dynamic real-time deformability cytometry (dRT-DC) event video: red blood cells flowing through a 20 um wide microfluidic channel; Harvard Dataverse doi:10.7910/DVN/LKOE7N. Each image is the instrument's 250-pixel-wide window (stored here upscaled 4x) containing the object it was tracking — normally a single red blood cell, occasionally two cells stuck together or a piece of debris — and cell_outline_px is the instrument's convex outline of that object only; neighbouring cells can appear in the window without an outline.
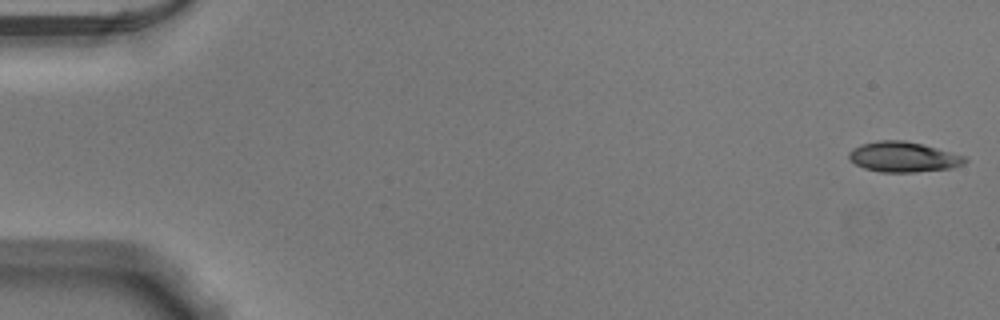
{"species": "Egyptian fruit bat (a non-hibernating species)", "species_latin": "Rousettus aegyptiacus", "temperature_condition": "warm", "stored_images_in_passage": 52, "camera_frame_rate_fps": 3000, "um_per_image_px": 0.085, "animal": {"sex": "male"}, "frame": {"image": 1, "passage_image": 1, "time_ms": 0.0, "image_size_px": [1000, 320], "cell_outline_px": [[968, 160], [964, 164], [952, 168], [916, 172], [880, 172], [864, 168], [856, 164], [848, 156], [848, 152], [852, 148], [860, 144], [880, 140], [904, 140], [936, 148], [964, 156]], "centroid_in_image_um": [76.76, 13.34], "position_along_channel_um": 8.2, "area_um2": 20.35}}
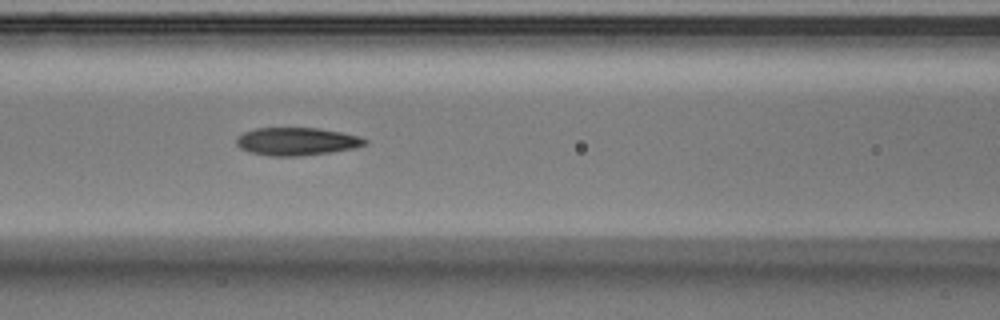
{"frame": {"image": 2, "passage_image": 23, "time_ms": 7.333, "image_size_px": [1000, 320], "cell_outline_px": [[368, 144], [356, 148], [300, 156], [272, 156], [248, 152], [240, 148], [236, 144], [236, 136], [244, 132], [256, 128], [320, 128], [360, 136], [368, 140]], "centroid_in_image_um": [25.22, 12.02], "position_along_channel_um": 141.4, "area_um2": 20.98}}
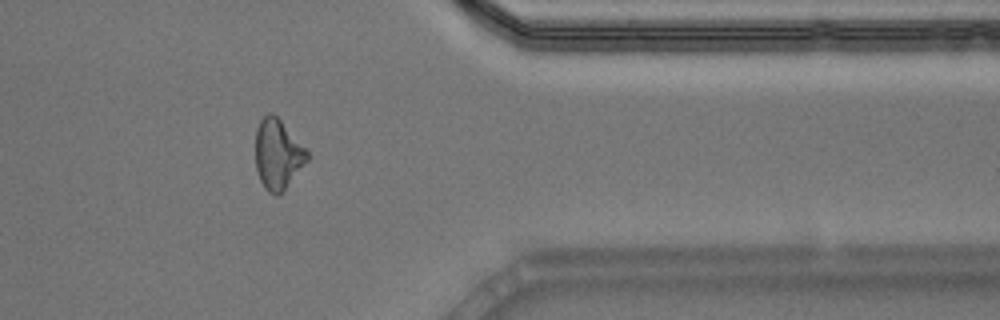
{"frame": {"image": 3, "passage_image": 43, "time_ms": 14.0, "image_size_px": [1000, 320], "cell_outline_px": [[312, 156], [284, 188], [276, 196], [268, 192], [264, 188], [260, 180], [256, 168], [256, 128], [260, 120], [268, 112], [272, 112], [280, 120]], "centroid_in_image_um": [23.6, 13.1], "position_along_channel_um": 387.8, "area_um2": 20.81}, "authors_computed_cell_mechanics": {"area_um2": 20.5768, "velocity_mm_per_s": 3.8935, "shape_relaxation_time_tau1_ms": null, "shape_relaxation_time_tau2_ms": 4.0705, "deformation_change_tau1": null, "deformation_change_tau2": 0.1331}}